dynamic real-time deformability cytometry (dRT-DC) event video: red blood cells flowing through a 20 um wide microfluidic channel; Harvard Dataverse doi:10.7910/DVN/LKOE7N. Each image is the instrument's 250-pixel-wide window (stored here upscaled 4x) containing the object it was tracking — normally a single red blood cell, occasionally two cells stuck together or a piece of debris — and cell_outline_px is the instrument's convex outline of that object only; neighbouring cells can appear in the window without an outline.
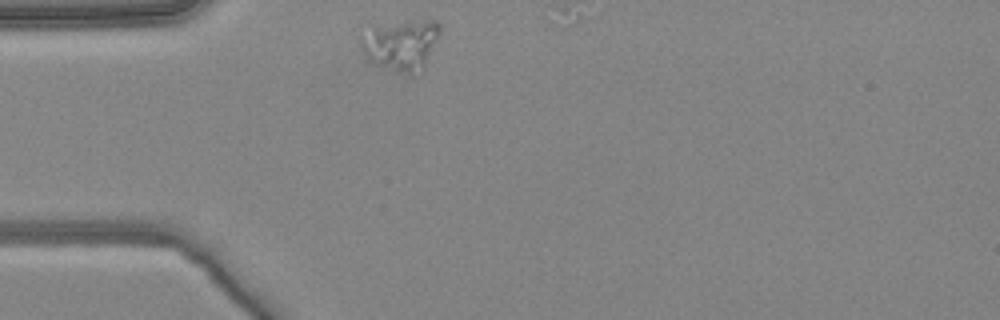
{"species": "common noctule bat (a hibernating species)", "species_latin": "Nyctalus noctula", "temperature_condition": "warm", "stored_images_in_passage": 2, "camera_frame_rate_fps": 3000, "um_per_image_px": 0.085, "animal": {"sex": "female", "body_mass_g": 24.6, "forearm_length_mm": 56.2}, "frame": {"image": 1, "passage_image": 1, "time_ms": 0.0, "image_size_px": [1000, 320], "cell_outline_px": [[440, 32], [424, 68], [408, 72], [404, 72], [380, 64], [368, 56], [360, 48], [360, 40], [372, 24], [424, 20], [432, 20], [440, 24]], "centroid_in_image_um": [34.1, 3.72], "position_along_channel_um": 50.9, "area_um2": 22.48}}